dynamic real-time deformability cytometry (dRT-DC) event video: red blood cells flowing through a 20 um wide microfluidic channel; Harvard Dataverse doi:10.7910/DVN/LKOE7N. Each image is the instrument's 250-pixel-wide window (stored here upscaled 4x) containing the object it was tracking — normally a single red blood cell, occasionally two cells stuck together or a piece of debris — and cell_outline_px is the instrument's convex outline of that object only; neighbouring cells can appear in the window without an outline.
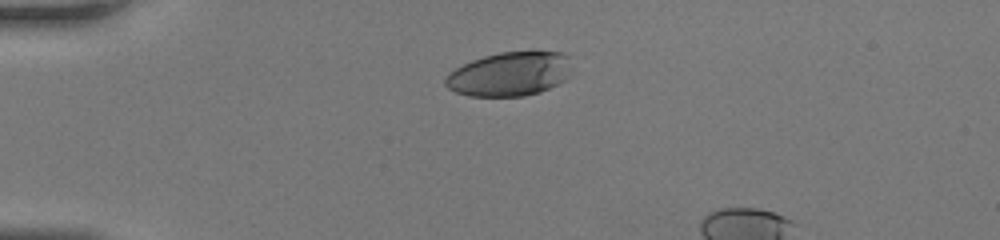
{"species": "human", "species_latin": "Homo sapiens", "temperature_condition": "room temperature", "stored_images_in_passage": 31, "camera_frame_rate_fps": 3000, "um_per_image_px": 0.085, "donor": {"sex": "female"}, "frame": {"image": 1, "passage_image": 1, "time_ms": 0.0, "image_size_px": [1000, 240], "cell_outline_px": [[568, 56], [564, 80], [540, 92], [524, 96], [468, 96], [456, 92], [448, 88], [444, 84], [444, 80], [456, 68], [472, 60], [484, 56], [500, 52], [532, 48], [564, 52]], "centroid_in_image_um": [43.3, 6.24], "position_along_channel_um": 41.7, "area_um2": 32.66}}
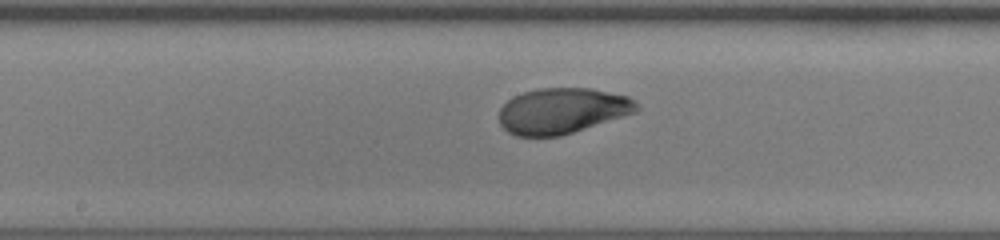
{"frame": {"image": 2, "passage_image": 14, "time_ms": 4.333, "image_size_px": [1000, 240], "cell_outline_px": [[640, 108], [636, 112], [624, 116], [560, 136], [516, 136], [508, 132], [500, 124], [500, 108], [512, 96], [524, 92], [540, 88], [592, 88], [628, 96], [640, 104]], "centroid_in_image_um": [47.8, 9.41], "position_along_channel_um": 200.4, "area_um2": 36.65}}
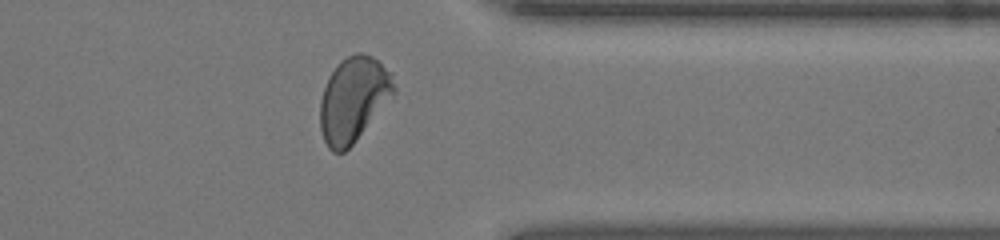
{"frame": {"image": 3, "passage_image": 26, "time_ms": 8.333, "image_size_px": [1000, 240], "cell_outline_px": [[396, 88], [352, 144], [344, 152], [332, 152], [328, 148], [324, 140], [320, 128], [320, 100], [324, 88], [336, 64], [340, 60], [356, 52], [364, 52], [372, 56], [392, 72]], "centroid_in_image_um": [30.0, 8.4], "position_along_channel_um": 381.4, "area_um2": 35.72}}